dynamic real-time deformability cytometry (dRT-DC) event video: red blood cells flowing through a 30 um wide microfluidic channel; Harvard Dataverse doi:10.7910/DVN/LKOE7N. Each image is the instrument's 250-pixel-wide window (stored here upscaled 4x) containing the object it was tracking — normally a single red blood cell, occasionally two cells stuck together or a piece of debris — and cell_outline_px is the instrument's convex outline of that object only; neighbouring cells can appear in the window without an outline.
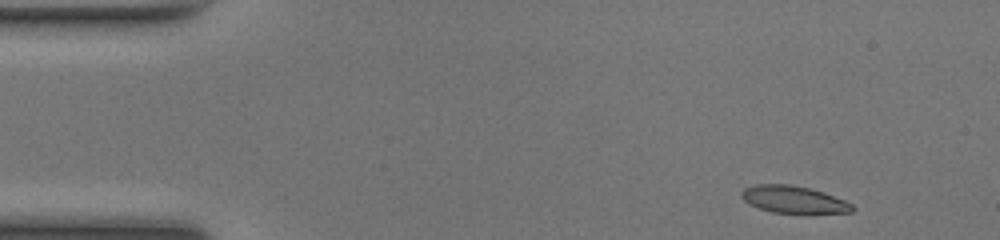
{"species": "common noctule bat (a hibernating species)", "species_latin": "Nyctalus noctula", "temperature_condition": "room temperature", "stored_images_in_passage": 8, "camera_frame_rate_fps": 3000, "um_per_image_px": 0.085, "animal": {"sex": "female", "body_mass_g": 17.0, "forearm_length_mm": 48.0}, "frame": {"image": 1, "passage_image": 1, "time_ms": 0.0, "image_size_px": [1000, 240], "cell_outline_px": [[856, 208], [852, 212], [772, 212], [748, 204], [740, 196], [740, 192], [744, 188], [756, 184], [792, 184], [812, 188], [824, 192], [844, 200], [852, 204]], "centroid_in_image_um": [67.43, 16.93], "position_along_channel_um": 17.6, "area_um2": 17.46}}